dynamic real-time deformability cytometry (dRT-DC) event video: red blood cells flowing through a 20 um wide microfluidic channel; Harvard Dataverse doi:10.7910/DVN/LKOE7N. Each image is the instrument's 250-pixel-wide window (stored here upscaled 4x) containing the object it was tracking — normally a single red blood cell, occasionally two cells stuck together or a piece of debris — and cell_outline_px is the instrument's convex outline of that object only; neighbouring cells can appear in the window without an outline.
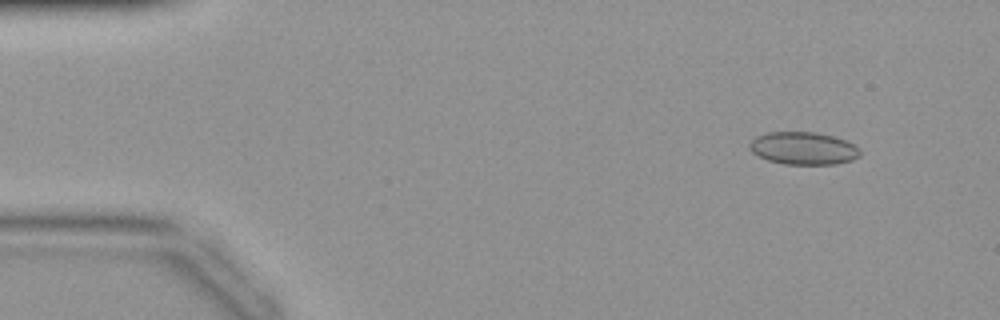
{"species": "common noctule bat (a hibernating species)", "species_latin": "Nyctalus noctula", "temperature_condition": "warm", "stored_images_in_passage": 43, "camera_frame_rate_fps": 3000, "um_per_image_px": 0.085, "animal": {"sex": "female", "body_mass_g": 19.9}, "frame": {"image": 1, "passage_image": 4, "time_ms": 1.0, "image_size_px": [1000, 320], "cell_outline_px": [[860, 156], [852, 160], [836, 164], [784, 164], [768, 160], [752, 152], [748, 148], [748, 144], [756, 136], [764, 132], [816, 132], [832, 136], [844, 140], [860, 148]], "centroid_in_image_um": [68.26, 12.6], "position_along_channel_um": 16.7, "area_um2": 21.04}}
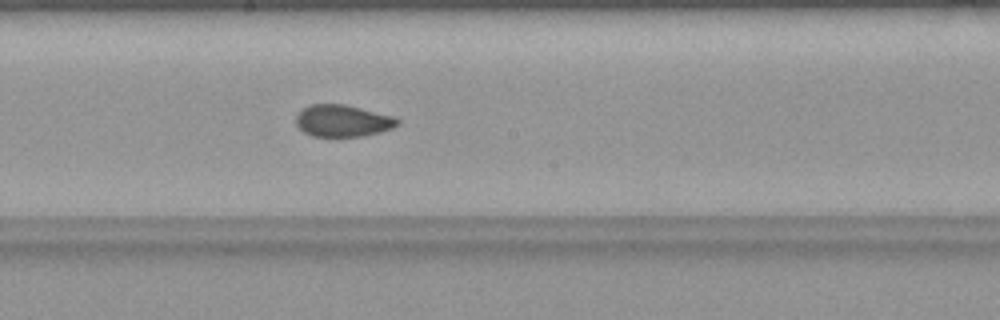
{"frame": {"image": 2, "passage_image": 23, "time_ms": 7.333, "image_size_px": [1000, 320], "cell_outline_px": [[400, 124], [392, 128], [380, 132], [364, 136], [312, 136], [304, 132], [296, 124], [296, 116], [304, 108], [312, 104], [344, 104], [392, 116], [400, 120]], "centroid_in_image_um": [29.14, 10.27], "position_along_channel_um": 219.1, "area_um2": 18.67}}
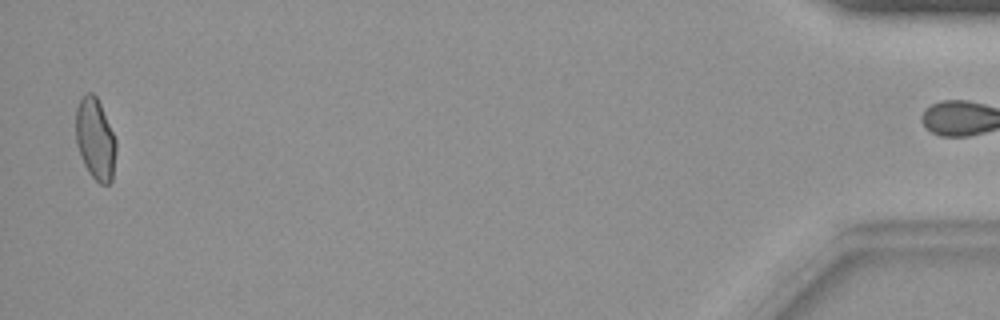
{"frame": {"image": 3, "passage_image": 42, "time_ms": 13.667, "image_size_px": [1000, 320], "cell_outline_px": [[116, 148], [112, 180], [108, 184], [100, 184], [88, 172], [80, 156], [76, 144], [76, 108], [80, 100], [88, 92], [92, 92], [96, 96], [100, 104], [116, 140]], "centroid_in_image_um": [8.09, 11.84], "position_along_channel_um": 427.1, "area_um2": 18.96}}